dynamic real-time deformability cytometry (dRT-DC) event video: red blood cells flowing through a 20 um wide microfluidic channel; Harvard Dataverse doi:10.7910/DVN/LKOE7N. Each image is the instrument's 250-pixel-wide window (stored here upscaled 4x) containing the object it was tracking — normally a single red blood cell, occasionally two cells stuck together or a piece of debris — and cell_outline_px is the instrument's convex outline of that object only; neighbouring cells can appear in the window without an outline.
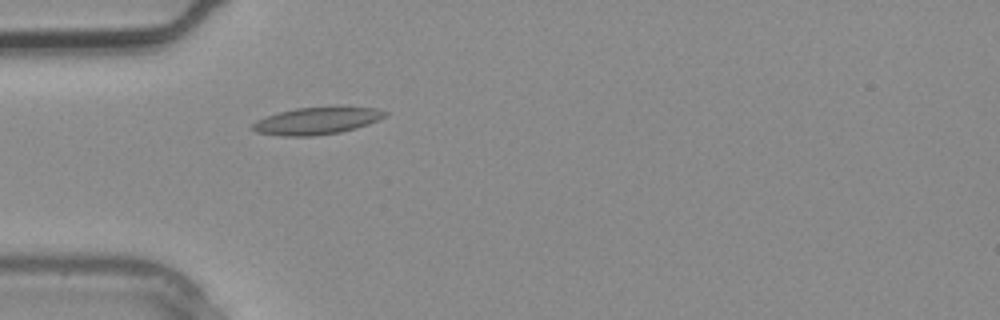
{"species": "common noctule bat (a hibernating species)", "species_latin": "Nyctalus noctula", "temperature_condition": "warm", "stored_images_in_passage": 3, "camera_frame_rate_fps": 3000, "um_per_image_px": 0.085, "animal": {"sex": "male", "body_mass_g": 20.4}, "frame": {"image": 1, "passage_image": 3, "time_ms": 0.667, "image_size_px": [1000, 320], "cell_outline_px": [[388, 116], [368, 124], [356, 128], [340, 132], [316, 136], [280, 136], [256, 132], [252, 128], [252, 124], [256, 120], [280, 112], [296, 108], [376, 108], [388, 112]], "centroid_in_image_um": [26.92, 10.3], "position_along_channel_um": 58.1, "area_um2": 20.58}}